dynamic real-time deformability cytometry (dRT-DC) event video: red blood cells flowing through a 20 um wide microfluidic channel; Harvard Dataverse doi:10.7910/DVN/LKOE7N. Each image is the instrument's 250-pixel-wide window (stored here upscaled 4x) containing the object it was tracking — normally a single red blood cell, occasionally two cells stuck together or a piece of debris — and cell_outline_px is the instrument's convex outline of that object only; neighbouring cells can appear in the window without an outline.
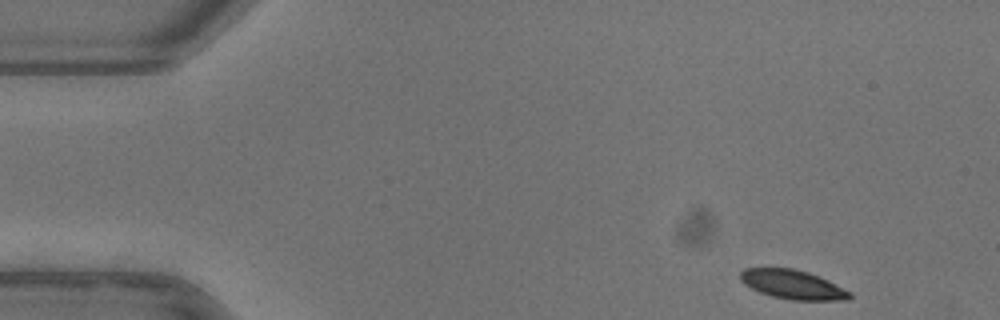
{"species": "common noctule bat (a hibernating species)", "species_latin": "Nyctalus noctula", "temperature_condition": "warm", "stored_images_in_passage": 49, "camera_frame_rate_fps": 3000, "um_per_image_px": 0.085, "animal": {"sex": "female"}, "frame": {"image": 1, "passage_image": 1, "time_ms": 0.0, "image_size_px": [1000, 320], "cell_outline_px": [[852, 296], [848, 300], [792, 300], [772, 296], [760, 292], [744, 284], [740, 280], [740, 272], [744, 268], [792, 268], [808, 272], [828, 280], [852, 292]], "centroid_in_image_um": [67.39, 24.18], "position_along_channel_um": 17.6, "area_um2": 18.55}}
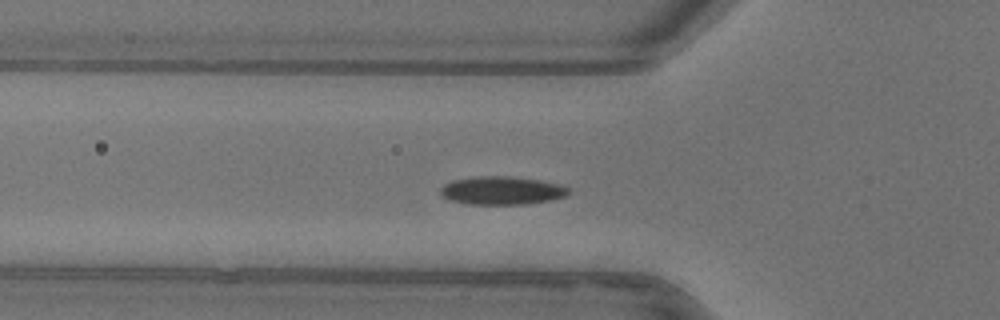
{"frame": {"image": 2, "passage_image": 14, "time_ms": 4.333, "image_size_px": [1000, 320], "cell_outline_px": [[568, 192], [564, 196], [552, 200], [524, 204], [468, 204], [452, 200], [444, 196], [440, 192], [440, 188], [444, 184], [452, 180], [476, 176], [508, 176], [536, 180], [556, 184], [568, 188]], "centroid_in_image_um": [42.6, 16.19], "position_along_channel_um": 83.2, "area_um2": 20.69}}
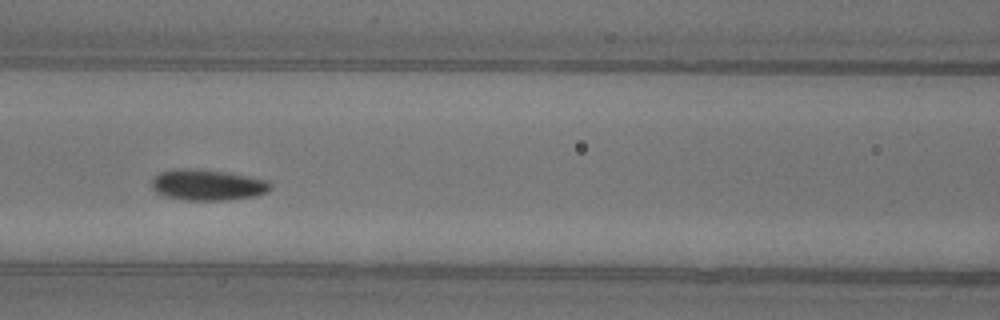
{"frame": {"image": 3, "passage_image": 19, "time_ms": 6.0, "image_size_px": [1000, 320], "cell_outline_px": [[272, 188], [268, 192], [256, 196], [224, 200], [184, 200], [164, 196], [156, 192], [152, 188], [152, 180], [160, 172], [176, 168], [188, 168], [228, 172], [268, 180], [272, 184]], "centroid_in_image_um": [17.66, 15.72], "position_along_channel_um": 148.9, "area_um2": 21.56}, "authors_computed_cell_mechanics": {"area_um2": 20.0566, "velocity_mm_per_s": 3.906, "shape_relaxation_time_tau1_ms": 3.8244, "shape_relaxation_time_tau2_ms": null, "deformation_change_tau1": 0.1212, "deformation_change_tau2": null}}